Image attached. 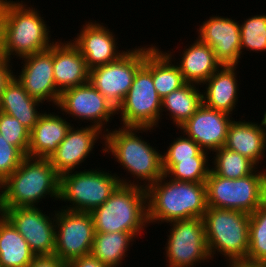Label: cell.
Instances as JSON below:
<instances>
[{
    "label": "cell",
    "instance_id": "60d3db41",
    "mask_svg": "<svg viewBox=\"0 0 266 267\" xmlns=\"http://www.w3.org/2000/svg\"><path fill=\"white\" fill-rule=\"evenodd\" d=\"M0 56H5L4 50V21L2 11L0 9Z\"/></svg>",
    "mask_w": 266,
    "mask_h": 267
},
{
    "label": "cell",
    "instance_id": "d6a6232c",
    "mask_svg": "<svg viewBox=\"0 0 266 267\" xmlns=\"http://www.w3.org/2000/svg\"><path fill=\"white\" fill-rule=\"evenodd\" d=\"M241 51H266V15H255L240 25Z\"/></svg>",
    "mask_w": 266,
    "mask_h": 267
},
{
    "label": "cell",
    "instance_id": "7c38bea8",
    "mask_svg": "<svg viewBox=\"0 0 266 267\" xmlns=\"http://www.w3.org/2000/svg\"><path fill=\"white\" fill-rule=\"evenodd\" d=\"M170 235L165 254L167 267H194L201 262H209L204 221L202 218L175 220L169 222Z\"/></svg>",
    "mask_w": 266,
    "mask_h": 267
},
{
    "label": "cell",
    "instance_id": "484cf974",
    "mask_svg": "<svg viewBox=\"0 0 266 267\" xmlns=\"http://www.w3.org/2000/svg\"><path fill=\"white\" fill-rule=\"evenodd\" d=\"M40 103L42 102L31 97L14 77L2 93L0 111L13 116L31 131L43 114L37 111Z\"/></svg>",
    "mask_w": 266,
    "mask_h": 267
},
{
    "label": "cell",
    "instance_id": "74e56055",
    "mask_svg": "<svg viewBox=\"0 0 266 267\" xmlns=\"http://www.w3.org/2000/svg\"><path fill=\"white\" fill-rule=\"evenodd\" d=\"M28 267H67L56 255L35 256Z\"/></svg>",
    "mask_w": 266,
    "mask_h": 267
},
{
    "label": "cell",
    "instance_id": "30bf717a",
    "mask_svg": "<svg viewBox=\"0 0 266 267\" xmlns=\"http://www.w3.org/2000/svg\"><path fill=\"white\" fill-rule=\"evenodd\" d=\"M144 60L145 47L126 50L118 60L89 70V82L117 109Z\"/></svg>",
    "mask_w": 266,
    "mask_h": 267
},
{
    "label": "cell",
    "instance_id": "b9f144b4",
    "mask_svg": "<svg viewBox=\"0 0 266 267\" xmlns=\"http://www.w3.org/2000/svg\"><path fill=\"white\" fill-rule=\"evenodd\" d=\"M258 126L263 131V133L265 135V138H266V111L264 112L263 119H262L261 123Z\"/></svg>",
    "mask_w": 266,
    "mask_h": 267
},
{
    "label": "cell",
    "instance_id": "7a4b0ae2",
    "mask_svg": "<svg viewBox=\"0 0 266 267\" xmlns=\"http://www.w3.org/2000/svg\"><path fill=\"white\" fill-rule=\"evenodd\" d=\"M59 186L60 175L49 159L26 156L1 183L0 208L37 207L46 195L58 200Z\"/></svg>",
    "mask_w": 266,
    "mask_h": 267
},
{
    "label": "cell",
    "instance_id": "4316f807",
    "mask_svg": "<svg viewBox=\"0 0 266 267\" xmlns=\"http://www.w3.org/2000/svg\"><path fill=\"white\" fill-rule=\"evenodd\" d=\"M34 258L24 237L0 213V267H28Z\"/></svg>",
    "mask_w": 266,
    "mask_h": 267
},
{
    "label": "cell",
    "instance_id": "44dd1931",
    "mask_svg": "<svg viewBox=\"0 0 266 267\" xmlns=\"http://www.w3.org/2000/svg\"><path fill=\"white\" fill-rule=\"evenodd\" d=\"M236 65H222L203 84V104L209 108L232 114L237 105L239 85H237Z\"/></svg>",
    "mask_w": 266,
    "mask_h": 267
},
{
    "label": "cell",
    "instance_id": "4fadbf2b",
    "mask_svg": "<svg viewBox=\"0 0 266 267\" xmlns=\"http://www.w3.org/2000/svg\"><path fill=\"white\" fill-rule=\"evenodd\" d=\"M35 207L0 208L2 213L27 241L35 256L54 255L55 215Z\"/></svg>",
    "mask_w": 266,
    "mask_h": 267
},
{
    "label": "cell",
    "instance_id": "8992f818",
    "mask_svg": "<svg viewBox=\"0 0 266 267\" xmlns=\"http://www.w3.org/2000/svg\"><path fill=\"white\" fill-rule=\"evenodd\" d=\"M202 219L211 260L218 252L227 260L247 258L250 214L208 207Z\"/></svg>",
    "mask_w": 266,
    "mask_h": 267
},
{
    "label": "cell",
    "instance_id": "ab89813d",
    "mask_svg": "<svg viewBox=\"0 0 266 267\" xmlns=\"http://www.w3.org/2000/svg\"><path fill=\"white\" fill-rule=\"evenodd\" d=\"M228 261V267H266V263L253 262L246 259Z\"/></svg>",
    "mask_w": 266,
    "mask_h": 267
},
{
    "label": "cell",
    "instance_id": "8d00e7d4",
    "mask_svg": "<svg viewBox=\"0 0 266 267\" xmlns=\"http://www.w3.org/2000/svg\"><path fill=\"white\" fill-rule=\"evenodd\" d=\"M10 60L6 56H0V99L6 86L15 77ZM11 67V68H10Z\"/></svg>",
    "mask_w": 266,
    "mask_h": 267
},
{
    "label": "cell",
    "instance_id": "83f0119b",
    "mask_svg": "<svg viewBox=\"0 0 266 267\" xmlns=\"http://www.w3.org/2000/svg\"><path fill=\"white\" fill-rule=\"evenodd\" d=\"M198 84L186 83L162 98L161 112L166 110L175 126H182L202 105V92ZM165 109V110H164Z\"/></svg>",
    "mask_w": 266,
    "mask_h": 267
},
{
    "label": "cell",
    "instance_id": "d4e9b609",
    "mask_svg": "<svg viewBox=\"0 0 266 267\" xmlns=\"http://www.w3.org/2000/svg\"><path fill=\"white\" fill-rule=\"evenodd\" d=\"M180 63H176L187 83L203 85L222 64L216 59L214 51L198 38L184 49Z\"/></svg>",
    "mask_w": 266,
    "mask_h": 267
},
{
    "label": "cell",
    "instance_id": "9c48e42d",
    "mask_svg": "<svg viewBox=\"0 0 266 267\" xmlns=\"http://www.w3.org/2000/svg\"><path fill=\"white\" fill-rule=\"evenodd\" d=\"M162 98L158 95L152 72L143 64L135 73L131 88L117 108L122 127H158Z\"/></svg>",
    "mask_w": 266,
    "mask_h": 267
},
{
    "label": "cell",
    "instance_id": "d6986e66",
    "mask_svg": "<svg viewBox=\"0 0 266 267\" xmlns=\"http://www.w3.org/2000/svg\"><path fill=\"white\" fill-rule=\"evenodd\" d=\"M76 129L71 126L66 137L49 158L50 163L60 176L72 170L74 171L75 167L77 168L78 165L84 162L93 151L99 136L100 138L102 136L104 141L105 135L102 134V131L91 124L85 128Z\"/></svg>",
    "mask_w": 266,
    "mask_h": 267
},
{
    "label": "cell",
    "instance_id": "277c9868",
    "mask_svg": "<svg viewBox=\"0 0 266 267\" xmlns=\"http://www.w3.org/2000/svg\"><path fill=\"white\" fill-rule=\"evenodd\" d=\"M23 3L19 0H0L4 21V50L10 61L11 55L23 58L48 50L53 44L49 27L39 11Z\"/></svg>",
    "mask_w": 266,
    "mask_h": 267
},
{
    "label": "cell",
    "instance_id": "603a6c76",
    "mask_svg": "<svg viewBox=\"0 0 266 267\" xmlns=\"http://www.w3.org/2000/svg\"><path fill=\"white\" fill-rule=\"evenodd\" d=\"M150 46H145L144 65L152 72L155 89L158 95L163 98L187 82L184 80L178 65L172 64L174 61L172 52L160 51L153 44Z\"/></svg>",
    "mask_w": 266,
    "mask_h": 267
},
{
    "label": "cell",
    "instance_id": "5bb4252c",
    "mask_svg": "<svg viewBox=\"0 0 266 267\" xmlns=\"http://www.w3.org/2000/svg\"><path fill=\"white\" fill-rule=\"evenodd\" d=\"M57 107L69 117L93 121V126L101 131L117 113V109L90 82L62 91Z\"/></svg>",
    "mask_w": 266,
    "mask_h": 267
},
{
    "label": "cell",
    "instance_id": "e575fe53",
    "mask_svg": "<svg viewBox=\"0 0 266 267\" xmlns=\"http://www.w3.org/2000/svg\"><path fill=\"white\" fill-rule=\"evenodd\" d=\"M202 149L191 138L185 135L177 137L162 155V168L166 174L179 160L192 159Z\"/></svg>",
    "mask_w": 266,
    "mask_h": 267
},
{
    "label": "cell",
    "instance_id": "5b68a950",
    "mask_svg": "<svg viewBox=\"0 0 266 267\" xmlns=\"http://www.w3.org/2000/svg\"><path fill=\"white\" fill-rule=\"evenodd\" d=\"M91 215L95 232H128L137 238L149 224L146 189L141 184H120Z\"/></svg>",
    "mask_w": 266,
    "mask_h": 267
},
{
    "label": "cell",
    "instance_id": "7402d4cb",
    "mask_svg": "<svg viewBox=\"0 0 266 267\" xmlns=\"http://www.w3.org/2000/svg\"><path fill=\"white\" fill-rule=\"evenodd\" d=\"M70 128L71 124L61 116L44 112L30 131L27 156L49 159Z\"/></svg>",
    "mask_w": 266,
    "mask_h": 267
},
{
    "label": "cell",
    "instance_id": "9a60e30c",
    "mask_svg": "<svg viewBox=\"0 0 266 267\" xmlns=\"http://www.w3.org/2000/svg\"><path fill=\"white\" fill-rule=\"evenodd\" d=\"M22 60V71L14 75L18 82L31 97L42 103L52 101L57 106L61 92L54 81L53 44L48 50L28 55Z\"/></svg>",
    "mask_w": 266,
    "mask_h": 267
},
{
    "label": "cell",
    "instance_id": "836d02e7",
    "mask_svg": "<svg viewBox=\"0 0 266 267\" xmlns=\"http://www.w3.org/2000/svg\"><path fill=\"white\" fill-rule=\"evenodd\" d=\"M0 134L9 144L17 147L27 156L30 130L22 125L19 120L0 111Z\"/></svg>",
    "mask_w": 266,
    "mask_h": 267
},
{
    "label": "cell",
    "instance_id": "52a82bcc",
    "mask_svg": "<svg viewBox=\"0 0 266 267\" xmlns=\"http://www.w3.org/2000/svg\"><path fill=\"white\" fill-rule=\"evenodd\" d=\"M81 170L64 173L60 176L59 200L70 202L72 205L67 210L89 212L101 206L121 185H138L117 174H110L109 171L99 169ZM130 183V184H129Z\"/></svg>",
    "mask_w": 266,
    "mask_h": 267
},
{
    "label": "cell",
    "instance_id": "3957f363",
    "mask_svg": "<svg viewBox=\"0 0 266 267\" xmlns=\"http://www.w3.org/2000/svg\"><path fill=\"white\" fill-rule=\"evenodd\" d=\"M153 130L151 127H121L111 132L104 130V153L111 152L122 168L131 173L139 181H144L143 188L157 182L163 175L162 154L142 140L136 134ZM143 131V132H142ZM147 183V184H146ZM145 185V186H144Z\"/></svg>",
    "mask_w": 266,
    "mask_h": 267
},
{
    "label": "cell",
    "instance_id": "f1b7e54d",
    "mask_svg": "<svg viewBox=\"0 0 266 267\" xmlns=\"http://www.w3.org/2000/svg\"><path fill=\"white\" fill-rule=\"evenodd\" d=\"M134 238L136 237L128 232H95L91 254L107 267H118L125 260Z\"/></svg>",
    "mask_w": 266,
    "mask_h": 267
},
{
    "label": "cell",
    "instance_id": "ffe728a7",
    "mask_svg": "<svg viewBox=\"0 0 266 267\" xmlns=\"http://www.w3.org/2000/svg\"><path fill=\"white\" fill-rule=\"evenodd\" d=\"M66 42H53V74L60 92L89 82V69L84 57L71 40Z\"/></svg>",
    "mask_w": 266,
    "mask_h": 267
},
{
    "label": "cell",
    "instance_id": "cb8c5ba5",
    "mask_svg": "<svg viewBox=\"0 0 266 267\" xmlns=\"http://www.w3.org/2000/svg\"><path fill=\"white\" fill-rule=\"evenodd\" d=\"M224 147L247 157L257 166L265 157L266 138L258 123L232 120Z\"/></svg>",
    "mask_w": 266,
    "mask_h": 267
},
{
    "label": "cell",
    "instance_id": "8fae6325",
    "mask_svg": "<svg viewBox=\"0 0 266 267\" xmlns=\"http://www.w3.org/2000/svg\"><path fill=\"white\" fill-rule=\"evenodd\" d=\"M63 208L59 211L54 210V255L68 263L91 254L95 231L91 213L67 210L64 206Z\"/></svg>",
    "mask_w": 266,
    "mask_h": 267
},
{
    "label": "cell",
    "instance_id": "6da1fadb",
    "mask_svg": "<svg viewBox=\"0 0 266 267\" xmlns=\"http://www.w3.org/2000/svg\"><path fill=\"white\" fill-rule=\"evenodd\" d=\"M166 179L164 173L146 187L148 223L203 218L208 208L205 182Z\"/></svg>",
    "mask_w": 266,
    "mask_h": 267
},
{
    "label": "cell",
    "instance_id": "4dcf8cb0",
    "mask_svg": "<svg viewBox=\"0 0 266 267\" xmlns=\"http://www.w3.org/2000/svg\"><path fill=\"white\" fill-rule=\"evenodd\" d=\"M246 260L266 263V201L250 214L249 251Z\"/></svg>",
    "mask_w": 266,
    "mask_h": 267
},
{
    "label": "cell",
    "instance_id": "ba28073f",
    "mask_svg": "<svg viewBox=\"0 0 266 267\" xmlns=\"http://www.w3.org/2000/svg\"><path fill=\"white\" fill-rule=\"evenodd\" d=\"M257 171L239 179H226L210 170L205 181L207 206L252 214L266 201V170Z\"/></svg>",
    "mask_w": 266,
    "mask_h": 267
},
{
    "label": "cell",
    "instance_id": "f546056e",
    "mask_svg": "<svg viewBox=\"0 0 266 267\" xmlns=\"http://www.w3.org/2000/svg\"><path fill=\"white\" fill-rule=\"evenodd\" d=\"M214 163L211 170L220 177L226 179H239L252 174L257 169L255 164L247 157L231 151L226 147H221L214 151Z\"/></svg>",
    "mask_w": 266,
    "mask_h": 267
},
{
    "label": "cell",
    "instance_id": "f35d334b",
    "mask_svg": "<svg viewBox=\"0 0 266 267\" xmlns=\"http://www.w3.org/2000/svg\"><path fill=\"white\" fill-rule=\"evenodd\" d=\"M67 267H107L92 254L78 257L67 263Z\"/></svg>",
    "mask_w": 266,
    "mask_h": 267
},
{
    "label": "cell",
    "instance_id": "d590c367",
    "mask_svg": "<svg viewBox=\"0 0 266 267\" xmlns=\"http://www.w3.org/2000/svg\"><path fill=\"white\" fill-rule=\"evenodd\" d=\"M26 156L0 134V185L21 164Z\"/></svg>",
    "mask_w": 266,
    "mask_h": 267
},
{
    "label": "cell",
    "instance_id": "e0dca14e",
    "mask_svg": "<svg viewBox=\"0 0 266 267\" xmlns=\"http://www.w3.org/2000/svg\"><path fill=\"white\" fill-rule=\"evenodd\" d=\"M232 115L209 108L203 103L179 128L182 134L193 139L202 150L216 151L225 146ZM231 117V119H230Z\"/></svg>",
    "mask_w": 266,
    "mask_h": 267
},
{
    "label": "cell",
    "instance_id": "2e32d148",
    "mask_svg": "<svg viewBox=\"0 0 266 267\" xmlns=\"http://www.w3.org/2000/svg\"><path fill=\"white\" fill-rule=\"evenodd\" d=\"M199 26L198 39L207 44L222 65H236L240 62V24L235 19L213 16Z\"/></svg>",
    "mask_w": 266,
    "mask_h": 267
},
{
    "label": "cell",
    "instance_id": "ac0fdd59",
    "mask_svg": "<svg viewBox=\"0 0 266 267\" xmlns=\"http://www.w3.org/2000/svg\"><path fill=\"white\" fill-rule=\"evenodd\" d=\"M115 34L103 23L86 22L71 42L79 49L89 70L118 60L126 52L119 51ZM119 51V52H118Z\"/></svg>",
    "mask_w": 266,
    "mask_h": 267
},
{
    "label": "cell",
    "instance_id": "1f68e13d",
    "mask_svg": "<svg viewBox=\"0 0 266 267\" xmlns=\"http://www.w3.org/2000/svg\"><path fill=\"white\" fill-rule=\"evenodd\" d=\"M208 152L201 150L192 159L179 160L167 173V177L176 181L205 182L210 173Z\"/></svg>",
    "mask_w": 266,
    "mask_h": 267
}]
</instances>
